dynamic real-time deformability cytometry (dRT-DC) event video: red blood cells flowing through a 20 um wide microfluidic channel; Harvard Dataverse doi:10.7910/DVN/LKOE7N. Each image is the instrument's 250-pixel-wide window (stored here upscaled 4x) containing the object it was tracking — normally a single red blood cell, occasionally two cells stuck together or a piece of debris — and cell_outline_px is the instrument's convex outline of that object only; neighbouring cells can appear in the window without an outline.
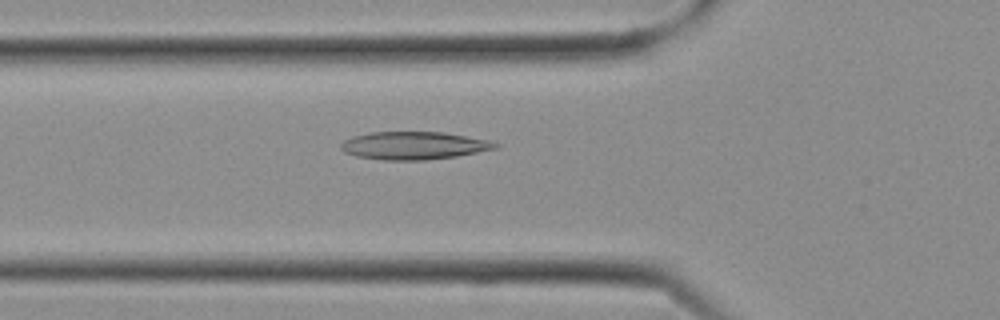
{"species": "Egyptian fruit bat (a non-hibernating species)", "species_latin": "Rousettus aegyptiacus", "temperature_condition": "cold", "stored_images_in_passage": 17, "camera_frame_rate_fps": 3000, "um_per_image_px": 0.085, "frame": {"image": 1, "passage_image": 7, "time_ms": 2.0, "image_size_px": [1000, 320], "cell_outline_px": [[500, 148], [456, 156], [428, 160], [380, 160], [356, 156], [344, 152], [340, 148], [340, 144], [344, 140], [352, 136], [368, 132], [444, 132], [488, 140], [500, 144]], "centroid_in_image_um": [35.16, 12.37], "position_along_channel_um": 90.6, "area_um2": 25.26}}
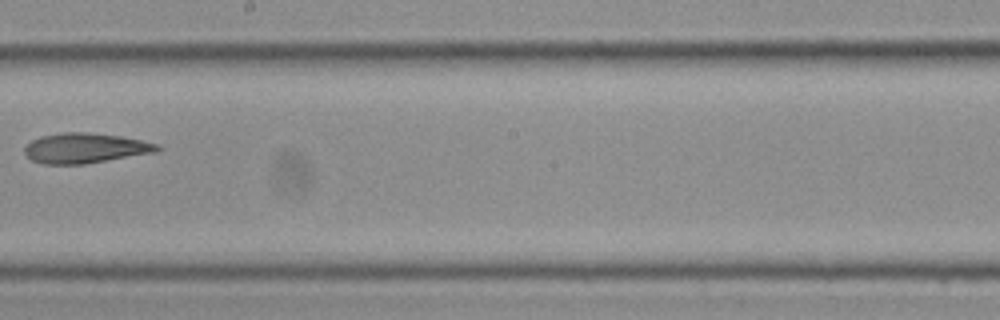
{"frame": {"image": 2, "passage_image": 13, "time_ms": 4.0, "image_size_px": [1000, 320], "cell_outline_px": [[160, 148], [156, 152], [84, 164], [44, 164], [32, 160], [24, 152], [24, 148], [32, 140], [40, 136], [64, 132], [88, 132], [120, 136], [160, 144]], "centroid_in_image_um": [7.23, 12.58], "position_along_channel_um": 241.0, "area_um2": 23.12}}
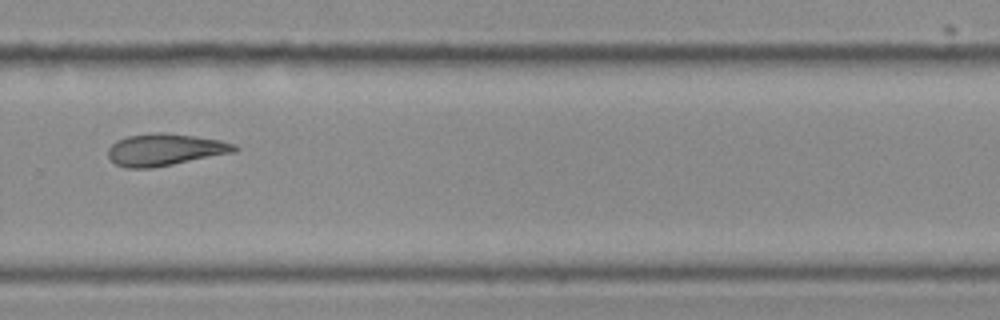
{"frame": {"image": 3, "passage_image": 16, "time_ms": 5.0, "image_size_px": [1000, 320], "cell_outline_px": [[240, 148], [236, 152], [152, 168], [128, 168], [116, 164], [108, 156], [108, 148], [116, 140], [128, 136], [156, 132], [164, 132], [196, 136], [220, 140], [236, 144]], "centroid_in_image_um": [14.05, 12.71], "position_along_channel_um": 315.7, "area_um2": 23.64}}